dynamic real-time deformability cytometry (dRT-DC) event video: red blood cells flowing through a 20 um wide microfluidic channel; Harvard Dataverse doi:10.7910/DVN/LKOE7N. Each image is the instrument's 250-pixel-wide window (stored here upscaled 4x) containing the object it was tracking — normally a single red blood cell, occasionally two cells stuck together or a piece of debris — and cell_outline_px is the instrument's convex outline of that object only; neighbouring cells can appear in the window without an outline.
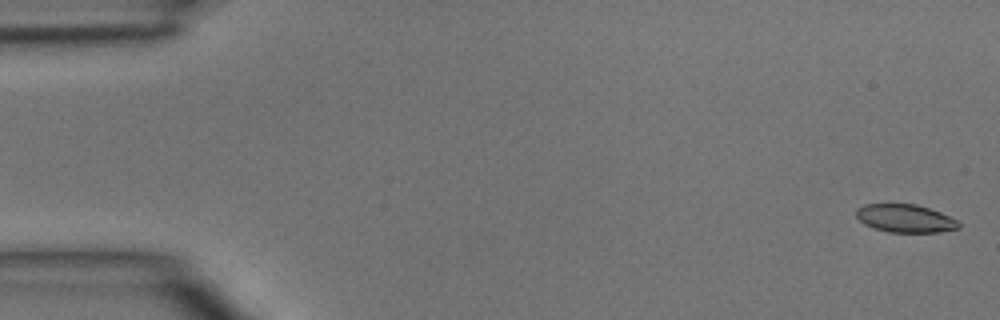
{"species": "common noctule bat (a hibernating species)", "species_latin": "Nyctalus noctula", "temperature_condition": "room temperature", "stored_images_in_passage": 47, "camera_frame_rate_fps": 3000, "um_per_image_px": 0.085, "animal": {"sex": "male", "body_mass_g": 15.6}, "frame": {"image": 1, "passage_image": 1, "time_ms": 0.0, "image_size_px": [1000, 320], "cell_outline_px": [[960, 228], [940, 232], [888, 232], [872, 228], [864, 224], [856, 216], [856, 208], [864, 204], [916, 204], [940, 212], [956, 220], [960, 224]], "centroid_in_image_um": [76.92, 18.57], "position_along_channel_um": 8.1, "area_um2": 16.76}}
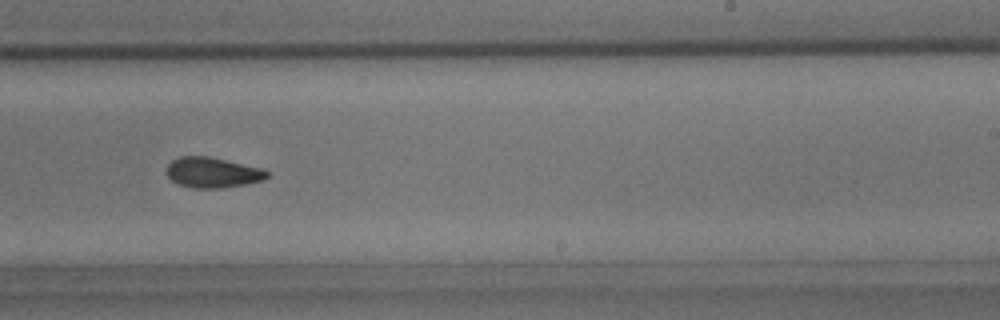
{"frame": {"image": 2, "passage_image": 29, "time_ms": 9.333, "image_size_px": [1000, 320], "cell_outline_px": [[268, 176], [264, 180], [224, 188], [192, 188], [176, 184], [168, 176], [168, 164], [172, 160], [180, 156], [208, 156], [264, 168], [268, 172]], "centroid_in_image_um": [18.08, 14.66], "position_along_channel_um": 270.9, "area_um2": 17.86}}
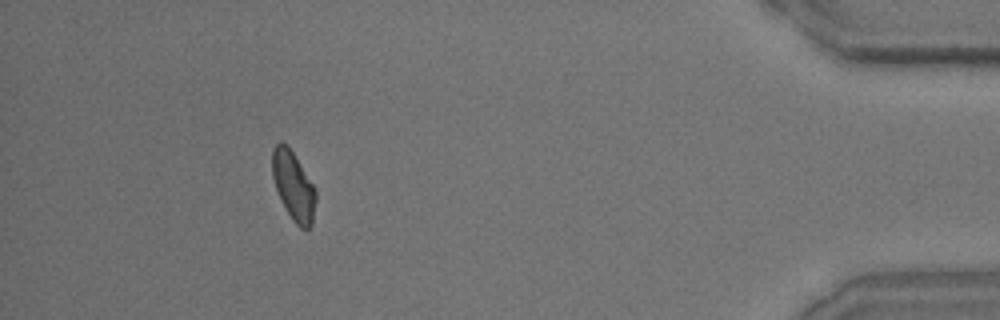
{"frame": {"image": 3, "passage_image": 43, "time_ms": 14.0, "image_size_px": [1000, 320], "cell_outline_px": [[316, 200], [312, 224], [308, 228], [300, 228], [292, 220], [276, 188], [272, 176], [272, 148], [280, 140], [292, 152], [316, 188]], "centroid_in_image_um": [24.95, 15.8], "position_along_channel_um": 410.3, "area_um2": 17.17}}